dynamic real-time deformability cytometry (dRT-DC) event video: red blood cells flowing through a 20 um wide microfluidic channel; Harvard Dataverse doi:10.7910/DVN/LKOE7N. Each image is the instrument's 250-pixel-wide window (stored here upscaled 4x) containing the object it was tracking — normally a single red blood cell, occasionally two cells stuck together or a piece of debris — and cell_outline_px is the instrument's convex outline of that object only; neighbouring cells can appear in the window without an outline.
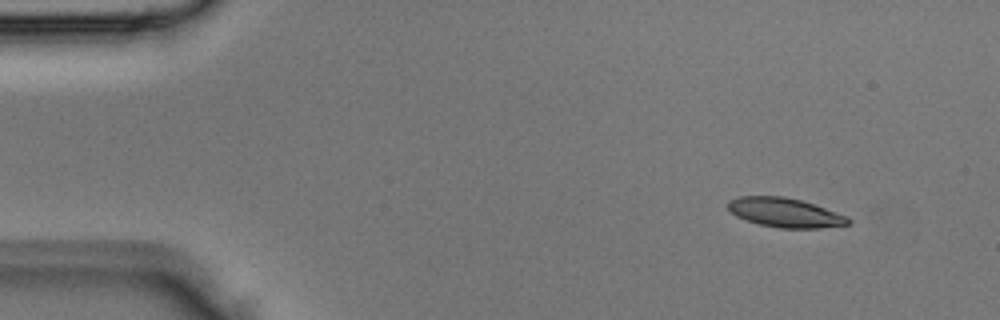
{"species": "Egyptian fruit bat (a non-hibernating species)", "species_latin": "Rousettus aegyptiacus", "temperature_condition": "room temperature", "stored_images_in_passage": 4, "segment_of_instrument_passage": [2, 2], "camera_frame_rate_fps": 3000, "um_per_image_px": 0.085, "animal": {"sex": "male"}, "frame": {"image": 1, "passage_image": 4, "time_ms": 1.0, "image_size_px": [1000, 320], "cell_outline_px": [[852, 224], [820, 228], [780, 228], [760, 224], [736, 216], [728, 208], [728, 200], [740, 196], [784, 196], [800, 200], [848, 216], [852, 220]], "centroid_in_image_um": [66.75, 18.07], "position_along_channel_um": 18.2, "area_um2": 20.4}}